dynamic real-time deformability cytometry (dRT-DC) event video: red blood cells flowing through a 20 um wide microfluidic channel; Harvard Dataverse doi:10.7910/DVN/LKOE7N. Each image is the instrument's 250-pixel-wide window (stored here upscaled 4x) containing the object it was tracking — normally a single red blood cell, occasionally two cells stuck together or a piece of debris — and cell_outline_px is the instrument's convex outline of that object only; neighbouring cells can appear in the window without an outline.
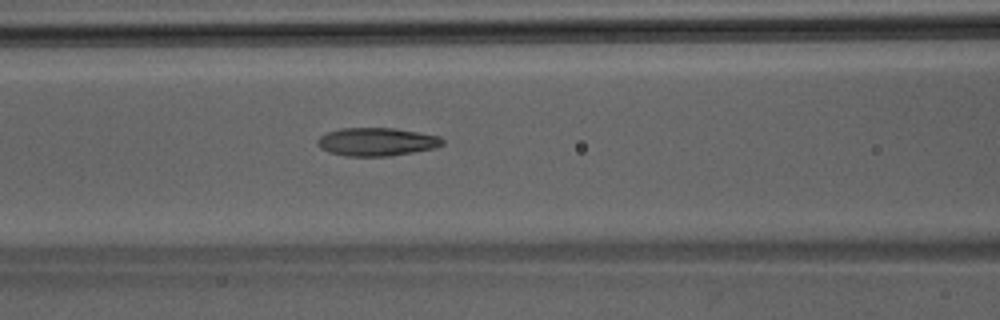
{"species": "Egyptian fruit bat (a non-hibernating species)", "species_latin": "Rousettus aegyptiacus", "temperature_condition": "room temperature", "stored_images_in_passage": 38, "camera_frame_rate_fps": 3000, "um_per_image_px": 0.085, "animal": {"sex": "male"}, "frame": {"image": 1, "passage_image": 12, "time_ms": 3.667, "image_size_px": [1000, 320], "cell_outline_px": [[444, 144], [432, 148], [412, 152], [388, 156], [344, 156], [328, 152], [320, 148], [316, 144], [316, 140], [320, 136], [328, 132], [340, 128], [392, 128], [440, 136], [444, 140]], "centroid_in_image_um": [31.96, 12.05], "position_along_channel_um": 134.6, "area_um2": 20.46}}
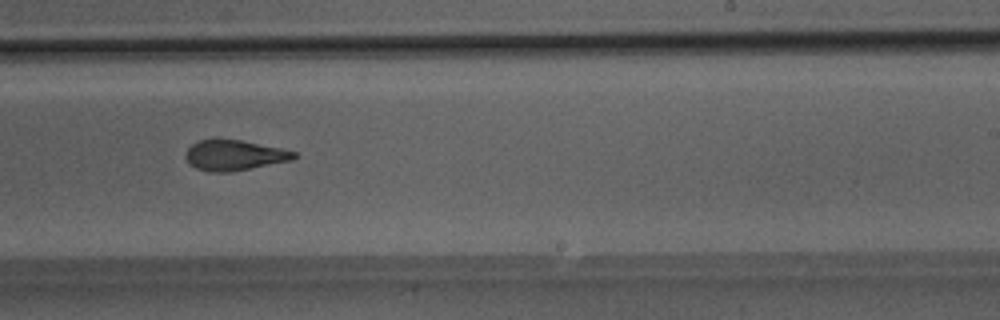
{"frame": {"image": 2, "passage_image": 21, "time_ms": 6.667, "image_size_px": [1000, 320], "cell_outline_px": [[296, 156], [292, 160], [232, 172], [212, 172], [196, 168], [188, 164], [184, 156], [184, 152], [192, 144], [200, 140], [212, 136], [220, 136], [280, 148], [296, 152]], "centroid_in_image_um": [19.83, 13.16], "position_along_channel_um": 269.2, "area_um2": 19.77}}
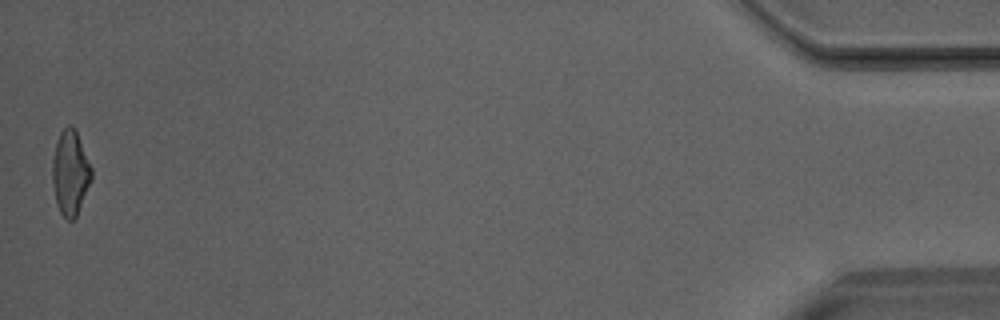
{"frame": {"image": 3, "passage_image": 38, "time_ms": 12.333, "image_size_px": [1000, 320], "cell_outline_px": [[92, 180], [76, 216], [72, 220], [68, 220], [60, 212], [56, 204], [52, 184], [52, 160], [56, 140], [60, 132], [68, 124], [76, 132], [92, 168]], "centroid_in_image_um": [5.96, 14.7], "position_along_channel_um": 429.2, "area_um2": 19.25}}